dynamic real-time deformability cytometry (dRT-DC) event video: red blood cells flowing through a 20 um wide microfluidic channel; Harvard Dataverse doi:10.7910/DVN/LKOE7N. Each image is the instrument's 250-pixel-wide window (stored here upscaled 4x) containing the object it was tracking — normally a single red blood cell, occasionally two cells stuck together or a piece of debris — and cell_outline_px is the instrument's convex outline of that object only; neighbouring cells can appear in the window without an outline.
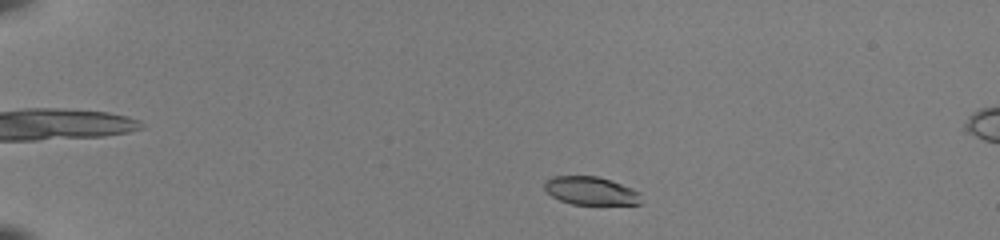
{"species": "common noctule bat (a hibernating species)", "species_latin": "Nyctalus noctula", "temperature_condition": "room temperature", "stored_images_in_passage": 46, "camera_frame_rate_fps": 3000, "um_per_image_px": 0.085, "animal": {"sex": "female", "body_mass_g": 22.0, "forearm_length_mm": 56.7}, "frame": {"image": 1, "passage_image": 5, "time_ms": 1.333, "image_size_px": [1000, 240], "cell_outline_px": [[640, 204], [572, 204], [560, 200], [552, 196], [544, 188], [544, 180], [552, 176], [596, 176], [632, 188], [640, 192]], "centroid_in_image_um": [50.18, 16.21], "position_along_channel_um": 34.8, "area_um2": 15.72}}
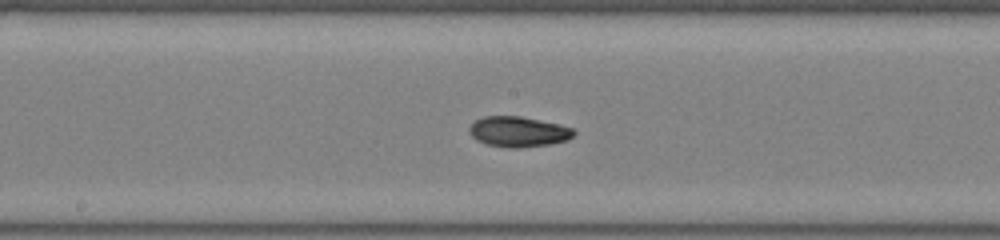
{"frame": {"image": 2, "passage_image": 24, "time_ms": 7.667, "image_size_px": [1000, 240], "cell_outline_px": [[576, 132], [568, 140], [552, 144], [520, 148], [508, 148], [484, 144], [476, 140], [468, 132], [468, 128], [476, 120], [484, 116], [520, 116], [556, 124], [572, 128]], "centroid_in_image_um": [44.02, 11.21], "position_along_channel_um": 204.2, "area_um2": 18.55}}
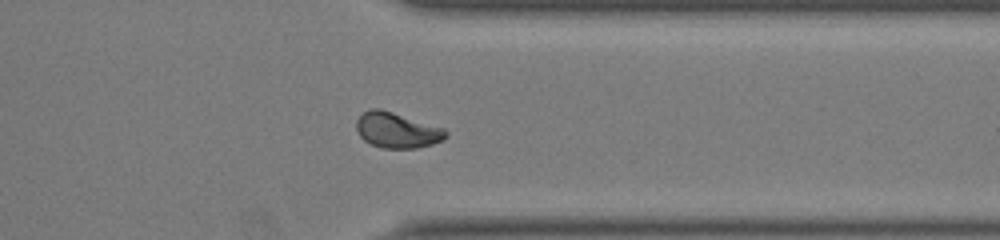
{"frame": {"image": 3, "passage_image": 37, "time_ms": 12.0, "image_size_px": [1000, 240], "cell_outline_px": [[448, 136], [444, 140], [432, 144], [416, 148], [384, 148], [372, 144], [364, 140], [360, 136], [356, 128], [356, 120], [368, 108], [380, 108], [444, 128], [448, 132]], "centroid_in_image_um": [33.75, 11.06], "position_along_channel_um": 377.6, "area_um2": 18.5}, "authors_computed_cell_mechanics": {"area_um2": 17.8024, "velocity_mm_per_s": 3.9853, "shape_relaxation_time_tau1_ms": 4.0322, "shape_relaxation_time_tau2_ms": 3.5417, "deformation_change_tau1": 0.1157, "deformation_change_tau2": 0.0803}}